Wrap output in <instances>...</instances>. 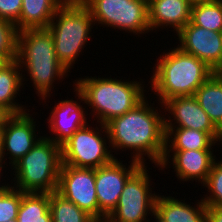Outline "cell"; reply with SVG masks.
I'll list each match as a JSON object with an SVG mask.
<instances>
[{
  "label": "cell",
  "instance_id": "cell-9",
  "mask_svg": "<svg viewBox=\"0 0 222 222\" xmlns=\"http://www.w3.org/2000/svg\"><path fill=\"white\" fill-rule=\"evenodd\" d=\"M147 171L142 165L127 180L117 206L106 217L108 222H150L147 217L155 214L158 195L152 193Z\"/></svg>",
  "mask_w": 222,
  "mask_h": 222
},
{
  "label": "cell",
  "instance_id": "cell-7",
  "mask_svg": "<svg viewBox=\"0 0 222 222\" xmlns=\"http://www.w3.org/2000/svg\"><path fill=\"white\" fill-rule=\"evenodd\" d=\"M99 126L100 129L97 125L94 129L87 124L78 129L61 145L62 164L76 168L95 169L112 162L116 158L111 153L113 152L112 149L108 150V147L111 146L106 144V141L109 140L106 125L100 123ZM102 135L106 136L103 137Z\"/></svg>",
  "mask_w": 222,
  "mask_h": 222
},
{
  "label": "cell",
  "instance_id": "cell-11",
  "mask_svg": "<svg viewBox=\"0 0 222 222\" xmlns=\"http://www.w3.org/2000/svg\"><path fill=\"white\" fill-rule=\"evenodd\" d=\"M36 121L28 112L17 115H5L0 125L1 162L5 155L9 156V165L13 166L26 155L43 137L38 138L35 133ZM37 137V138H36ZM8 151V152H7ZM10 154V155H8Z\"/></svg>",
  "mask_w": 222,
  "mask_h": 222
},
{
  "label": "cell",
  "instance_id": "cell-10",
  "mask_svg": "<svg viewBox=\"0 0 222 222\" xmlns=\"http://www.w3.org/2000/svg\"><path fill=\"white\" fill-rule=\"evenodd\" d=\"M57 192L99 220L94 168H76L61 164Z\"/></svg>",
  "mask_w": 222,
  "mask_h": 222
},
{
  "label": "cell",
  "instance_id": "cell-13",
  "mask_svg": "<svg viewBox=\"0 0 222 222\" xmlns=\"http://www.w3.org/2000/svg\"><path fill=\"white\" fill-rule=\"evenodd\" d=\"M183 52L202 60L214 72L222 69V32L207 30L188 22L178 33Z\"/></svg>",
  "mask_w": 222,
  "mask_h": 222
},
{
  "label": "cell",
  "instance_id": "cell-28",
  "mask_svg": "<svg viewBox=\"0 0 222 222\" xmlns=\"http://www.w3.org/2000/svg\"><path fill=\"white\" fill-rule=\"evenodd\" d=\"M21 198L22 191L12 186L0 193V222L17 219Z\"/></svg>",
  "mask_w": 222,
  "mask_h": 222
},
{
  "label": "cell",
  "instance_id": "cell-18",
  "mask_svg": "<svg viewBox=\"0 0 222 222\" xmlns=\"http://www.w3.org/2000/svg\"><path fill=\"white\" fill-rule=\"evenodd\" d=\"M20 69V70H19ZM17 60L0 63V111L5 115H17L27 112L21 104L15 102L21 86L24 87V75Z\"/></svg>",
  "mask_w": 222,
  "mask_h": 222
},
{
  "label": "cell",
  "instance_id": "cell-5",
  "mask_svg": "<svg viewBox=\"0 0 222 222\" xmlns=\"http://www.w3.org/2000/svg\"><path fill=\"white\" fill-rule=\"evenodd\" d=\"M92 25H95L92 14L81 0H66L51 20L48 29L56 57L68 71L89 41Z\"/></svg>",
  "mask_w": 222,
  "mask_h": 222
},
{
  "label": "cell",
  "instance_id": "cell-17",
  "mask_svg": "<svg viewBox=\"0 0 222 222\" xmlns=\"http://www.w3.org/2000/svg\"><path fill=\"white\" fill-rule=\"evenodd\" d=\"M191 7L192 3L189 0H150L148 2L150 31L169 26L178 33L190 22Z\"/></svg>",
  "mask_w": 222,
  "mask_h": 222
},
{
  "label": "cell",
  "instance_id": "cell-26",
  "mask_svg": "<svg viewBox=\"0 0 222 222\" xmlns=\"http://www.w3.org/2000/svg\"><path fill=\"white\" fill-rule=\"evenodd\" d=\"M18 31L14 23L0 19V61L9 62L17 58Z\"/></svg>",
  "mask_w": 222,
  "mask_h": 222
},
{
  "label": "cell",
  "instance_id": "cell-23",
  "mask_svg": "<svg viewBox=\"0 0 222 222\" xmlns=\"http://www.w3.org/2000/svg\"><path fill=\"white\" fill-rule=\"evenodd\" d=\"M18 222H52L50 193L22 192Z\"/></svg>",
  "mask_w": 222,
  "mask_h": 222
},
{
  "label": "cell",
  "instance_id": "cell-37",
  "mask_svg": "<svg viewBox=\"0 0 222 222\" xmlns=\"http://www.w3.org/2000/svg\"><path fill=\"white\" fill-rule=\"evenodd\" d=\"M0 163H2V162H1V146H0Z\"/></svg>",
  "mask_w": 222,
  "mask_h": 222
},
{
  "label": "cell",
  "instance_id": "cell-25",
  "mask_svg": "<svg viewBox=\"0 0 222 222\" xmlns=\"http://www.w3.org/2000/svg\"><path fill=\"white\" fill-rule=\"evenodd\" d=\"M52 222H94L95 220L57 191L50 193Z\"/></svg>",
  "mask_w": 222,
  "mask_h": 222
},
{
  "label": "cell",
  "instance_id": "cell-35",
  "mask_svg": "<svg viewBox=\"0 0 222 222\" xmlns=\"http://www.w3.org/2000/svg\"><path fill=\"white\" fill-rule=\"evenodd\" d=\"M8 222H18L17 219H11V220H8Z\"/></svg>",
  "mask_w": 222,
  "mask_h": 222
},
{
  "label": "cell",
  "instance_id": "cell-34",
  "mask_svg": "<svg viewBox=\"0 0 222 222\" xmlns=\"http://www.w3.org/2000/svg\"><path fill=\"white\" fill-rule=\"evenodd\" d=\"M4 116H5V114L0 111V125H1V122H2V119H3Z\"/></svg>",
  "mask_w": 222,
  "mask_h": 222
},
{
  "label": "cell",
  "instance_id": "cell-32",
  "mask_svg": "<svg viewBox=\"0 0 222 222\" xmlns=\"http://www.w3.org/2000/svg\"><path fill=\"white\" fill-rule=\"evenodd\" d=\"M153 216H154V219H155L156 222H165L156 213Z\"/></svg>",
  "mask_w": 222,
  "mask_h": 222
},
{
  "label": "cell",
  "instance_id": "cell-14",
  "mask_svg": "<svg viewBox=\"0 0 222 222\" xmlns=\"http://www.w3.org/2000/svg\"><path fill=\"white\" fill-rule=\"evenodd\" d=\"M161 106L174 118L172 120L171 116H168L169 119L165 118V127L189 128L207 132L216 142L221 141L222 144V132L200 107L194 95L170 98ZM173 120L174 123H172Z\"/></svg>",
  "mask_w": 222,
  "mask_h": 222
},
{
  "label": "cell",
  "instance_id": "cell-36",
  "mask_svg": "<svg viewBox=\"0 0 222 222\" xmlns=\"http://www.w3.org/2000/svg\"><path fill=\"white\" fill-rule=\"evenodd\" d=\"M94 222H108V221L105 219V220H96Z\"/></svg>",
  "mask_w": 222,
  "mask_h": 222
},
{
  "label": "cell",
  "instance_id": "cell-15",
  "mask_svg": "<svg viewBox=\"0 0 222 222\" xmlns=\"http://www.w3.org/2000/svg\"><path fill=\"white\" fill-rule=\"evenodd\" d=\"M172 151V152H171ZM173 153L172 164L177 178L181 181L198 180L204 184L210 173L215 157L213 150H165L163 160L159 167L166 168Z\"/></svg>",
  "mask_w": 222,
  "mask_h": 222
},
{
  "label": "cell",
  "instance_id": "cell-12",
  "mask_svg": "<svg viewBox=\"0 0 222 222\" xmlns=\"http://www.w3.org/2000/svg\"><path fill=\"white\" fill-rule=\"evenodd\" d=\"M122 162L115 158L112 162L95 168L99 220H105L117 206L125 183L142 166L141 163L132 160L129 161L131 164L127 168Z\"/></svg>",
  "mask_w": 222,
  "mask_h": 222
},
{
  "label": "cell",
  "instance_id": "cell-16",
  "mask_svg": "<svg viewBox=\"0 0 222 222\" xmlns=\"http://www.w3.org/2000/svg\"><path fill=\"white\" fill-rule=\"evenodd\" d=\"M79 102L71 100H62L53 107L48 120L49 130L55 137L47 136L60 146L66 142L78 129L88 124L85 117L86 112Z\"/></svg>",
  "mask_w": 222,
  "mask_h": 222
},
{
  "label": "cell",
  "instance_id": "cell-21",
  "mask_svg": "<svg viewBox=\"0 0 222 222\" xmlns=\"http://www.w3.org/2000/svg\"><path fill=\"white\" fill-rule=\"evenodd\" d=\"M200 107L222 132V74L214 72L195 92Z\"/></svg>",
  "mask_w": 222,
  "mask_h": 222
},
{
  "label": "cell",
  "instance_id": "cell-19",
  "mask_svg": "<svg viewBox=\"0 0 222 222\" xmlns=\"http://www.w3.org/2000/svg\"><path fill=\"white\" fill-rule=\"evenodd\" d=\"M181 201L158 194L155 213L165 222H207V205L203 200H198L196 206Z\"/></svg>",
  "mask_w": 222,
  "mask_h": 222
},
{
  "label": "cell",
  "instance_id": "cell-27",
  "mask_svg": "<svg viewBox=\"0 0 222 222\" xmlns=\"http://www.w3.org/2000/svg\"><path fill=\"white\" fill-rule=\"evenodd\" d=\"M210 195L202 198L207 206L222 207V160L212 165L206 182L203 184Z\"/></svg>",
  "mask_w": 222,
  "mask_h": 222
},
{
  "label": "cell",
  "instance_id": "cell-20",
  "mask_svg": "<svg viewBox=\"0 0 222 222\" xmlns=\"http://www.w3.org/2000/svg\"><path fill=\"white\" fill-rule=\"evenodd\" d=\"M66 0H22L17 31L24 29L48 28L58 8Z\"/></svg>",
  "mask_w": 222,
  "mask_h": 222
},
{
  "label": "cell",
  "instance_id": "cell-24",
  "mask_svg": "<svg viewBox=\"0 0 222 222\" xmlns=\"http://www.w3.org/2000/svg\"><path fill=\"white\" fill-rule=\"evenodd\" d=\"M190 22L207 30L222 32V0L192 4Z\"/></svg>",
  "mask_w": 222,
  "mask_h": 222
},
{
  "label": "cell",
  "instance_id": "cell-29",
  "mask_svg": "<svg viewBox=\"0 0 222 222\" xmlns=\"http://www.w3.org/2000/svg\"><path fill=\"white\" fill-rule=\"evenodd\" d=\"M22 0H0V19L16 23L20 18Z\"/></svg>",
  "mask_w": 222,
  "mask_h": 222
},
{
  "label": "cell",
  "instance_id": "cell-3",
  "mask_svg": "<svg viewBox=\"0 0 222 222\" xmlns=\"http://www.w3.org/2000/svg\"><path fill=\"white\" fill-rule=\"evenodd\" d=\"M154 68L149 83L161 105L170 98L195 95L196 90L214 73L202 60L179 47L160 55Z\"/></svg>",
  "mask_w": 222,
  "mask_h": 222
},
{
  "label": "cell",
  "instance_id": "cell-6",
  "mask_svg": "<svg viewBox=\"0 0 222 222\" xmlns=\"http://www.w3.org/2000/svg\"><path fill=\"white\" fill-rule=\"evenodd\" d=\"M61 164V146L44 136L12 166L13 187L22 192L57 191Z\"/></svg>",
  "mask_w": 222,
  "mask_h": 222
},
{
  "label": "cell",
  "instance_id": "cell-22",
  "mask_svg": "<svg viewBox=\"0 0 222 222\" xmlns=\"http://www.w3.org/2000/svg\"><path fill=\"white\" fill-rule=\"evenodd\" d=\"M165 150H213L217 143L207 132L195 129L165 127Z\"/></svg>",
  "mask_w": 222,
  "mask_h": 222
},
{
  "label": "cell",
  "instance_id": "cell-31",
  "mask_svg": "<svg viewBox=\"0 0 222 222\" xmlns=\"http://www.w3.org/2000/svg\"><path fill=\"white\" fill-rule=\"evenodd\" d=\"M2 168H4L3 164L0 163V176L2 175L1 171H2ZM9 187V184L7 183V185L3 184L0 186V193L4 192L7 188Z\"/></svg>",
  "mask_w": 222,
  "mask_h": 222
},
{
  "label": "cell",
  "instance_id": "cell-2",
  "mask_svg": "<svg viewBox=\"0 0 222 222\" xmlns=\"http://www.w3.org/2000/svg\"><path fill=\"white\" fill-rule=\"evenodd\" d=\"M16 60L21 69H27L26 73L37 90L36 94L44 102L54 89L55 80L68 76V69L56 57L54 40L48 28L19 31Z\"/></svg>",
  "mask_w": 222,
  "mask_h": 222
},
{
  "label": "cell",
  "instance_id": "cell-33",
  "mask_svg": "<svg viewBox=\"0 0 222 222\" xmlns=\"http://www.w3.org/2000/svg\"><path fill=\"white\" fill-rule=\"evenodd\" d=\"M192 4L194 3H199V2H208V1H212V0H189Z\"/></svg>",
  "mask_w": 222,
  "mask_h": 222
},
{
  "label": "cell",
  "instance_id": "cell-8",
  "mask_svg": "<svg viewBox=\"0 0 222 222\" xmlns=\"http://www.w3.org/2000/svg\"><path fill=\"white\" fill-rule=\"evenodd\" d=\"M94 23L133 34L150 32L146 0H81Z\"/></svg>",
  "mask_w": 222,
  "mask_h": 222
},
{
  "label": "cell",
  "instance_id": "cell-30",
  "mask_svg": "<svg viewBox=\"0 0 222 222\" xmlns=\"http://www.w3.org/2000/svg\"><path fill=\"white\" fill-rule=\"evenodd\" d=\"M207 222H222V207L207 206Z\"/></svg>",
  "mask_w": 222,
  "mask_h": 222
},
{
  "label": "cell",
  "instance_id": "cell-4",
  "mask_svg": "<svg viewBox=\"0 0 222 222\" xmlns=\"http://www.w3.org/2000/svg\"><path fill=\"white\" fill-rule=\"evenodd\" d=\"M122 79L80 78L74 82V88L80 103L92 107L97 123L106 124L112 118L121 116L133 109L146 96L141 81H121ZM95 110V111H94Z\"/></svg>",
  "mask_w": 222,
  "mask_h": 222
},
{
  "label": "cell",
  "instance_id": "cell-1",
  "mask_svg": "<svg viewBox=\"0 0 222 222\" xmlns=\"http://www.w3.org/2000/svg\"><path fill=\"white\" fill-rule=\"evenodd\" d=\"M151 106L144 98L133 109L112 118L105 125L109 136L107 142L112 149H131L132 160L145 165V155L158 167L166 147L165 115Z\"/></svg>",
  "mask_w": 222,
  "mask_h": 222
}]
</instances>
